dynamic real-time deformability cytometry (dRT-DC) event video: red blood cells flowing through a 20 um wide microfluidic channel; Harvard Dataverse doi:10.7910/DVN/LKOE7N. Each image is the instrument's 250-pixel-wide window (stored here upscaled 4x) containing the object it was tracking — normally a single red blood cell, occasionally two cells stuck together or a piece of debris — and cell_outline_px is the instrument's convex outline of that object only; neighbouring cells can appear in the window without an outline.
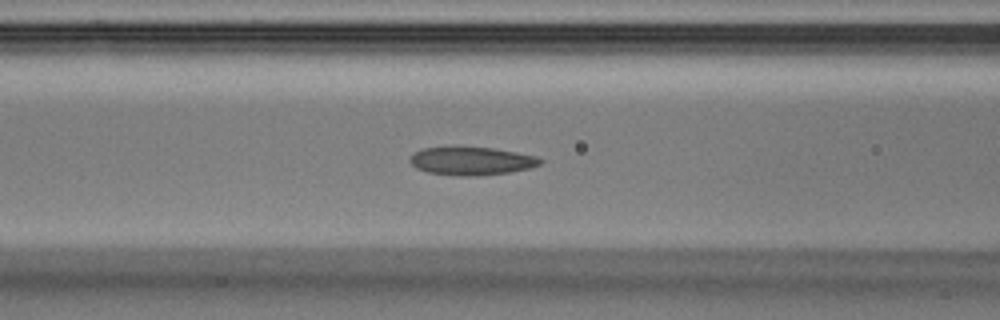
{"species": "Egyptian fruit bat (a non-hibernating species)", "species_latin": "Rousettus aegyptiacus", "temperature_condition": "warm", "stored_images_in_passage": 38, "camera_frame_rate_fps": 3000, "um_per_image_px": 0.085, "animal": {"sex": "male"}, "frame": {"image": 1, "passage_image": 15, "time_ms": 4.667, "image_size_px": [1000, 320], "cell_outline_px": [[544, 160], [540, 164], [528, 168], [508, 172], [476, 176], [460, 176], [428, 172], [416, 168], [408, 160], [408, 156], [412, 152], [420, 148], [492, 148], [516, 152], [536, 156]], "centroid_in_image_um": [40.03, 13.69], "position_along_channel_um": 126.6, "area_um2": 21.15}}
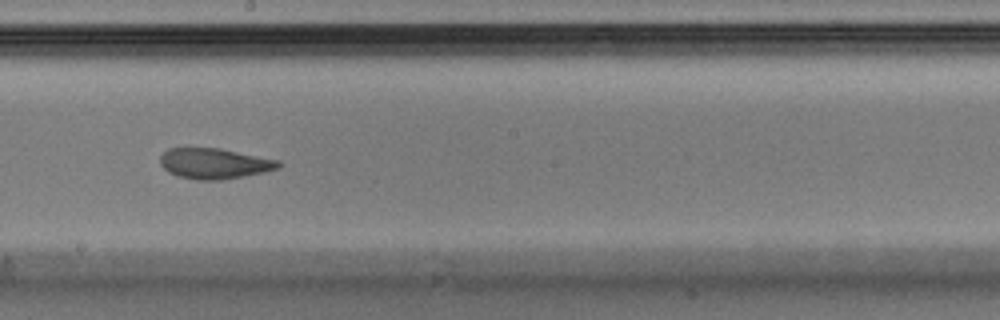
{"frame": {"image": 2, "passage_image": 21, "time_ms": 6.667, "image_size_px": [1000, 320], "cell_outline_px": [[284, 164], [280, 168], [264, 172], [244, 176], [220, 180], [196, 180], [180, 176], [168, 172], [160, 164], [160, 156], [168, 148], [220, 148], [280, 160]], "centroid_in_image_um": [18.26, 13.89], "position_along_channel_um": 229.9, "area_um2": 21.21}}
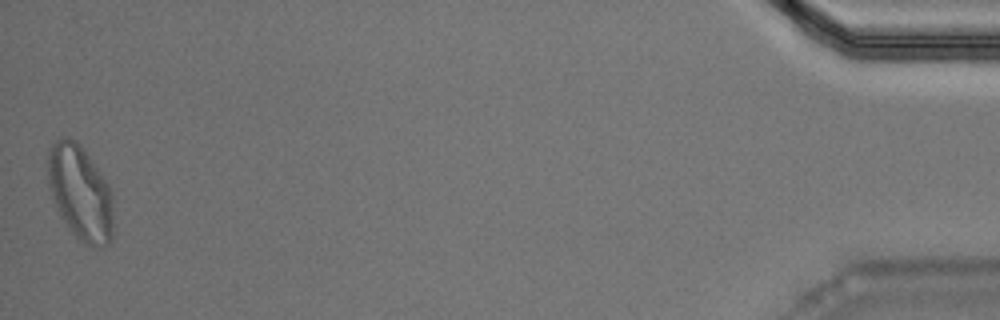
{"frame": {"image": 3, "passage_image": 38, "time_ms": 12.333, "image_size_px": [1000, 320], "cell_outline_px": [[112, 236], [108, 244], [100, 248], [88, 244], [80, 240], [72, 232], [60, 216], [48, 184], [48, 152], [52, 144], [56, 140], [64, 136], [68, 136], [76, 140], [80, 144], [92, 160], [108, 184], [112, 192]], "centroid_in_image_um": [6.82, 16.35], "position_along_channel_um": 428.4, "area_um2": 36.01}}